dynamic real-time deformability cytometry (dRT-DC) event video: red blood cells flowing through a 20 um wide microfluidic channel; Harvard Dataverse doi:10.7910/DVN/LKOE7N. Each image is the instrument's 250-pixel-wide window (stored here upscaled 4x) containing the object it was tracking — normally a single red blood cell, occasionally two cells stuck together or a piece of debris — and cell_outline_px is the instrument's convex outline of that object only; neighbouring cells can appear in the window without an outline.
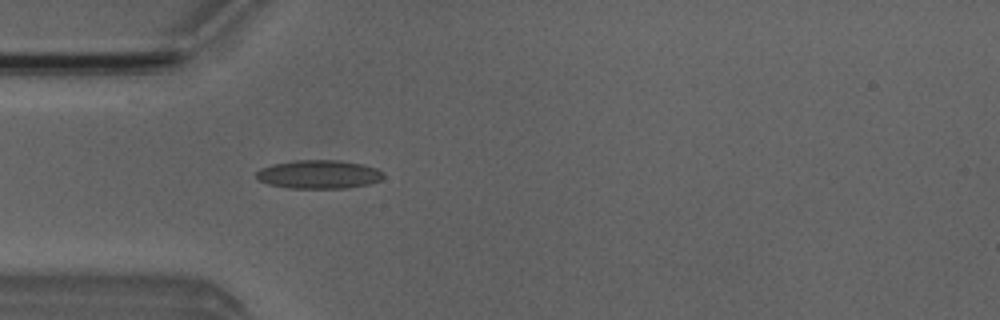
{"species": "Egyptian fruit bat (a non-hibernating species)", "species_latin": "Rousettus aegyptiacus", "temperature_condition": "room temperature", "stored_images_in_passage": 4, "camera_frame_rate_fps": 3000, "um_per_image_px": 0.085, "animal": {"sex": "male"}, "frame": {"image": 1, "passage_image": 4, "time_ms": 3.667, "image_size_px": [1000, 320], "cell_outline_px": [[384, 176], [380, 180], [368, 184], [348, 188], [288, 188], [268, 184], [256, 180], [256, 172], [260, 168], [272, 164], [296, 160], [340, 160], [364, 164], [376, 168], [384, 172]], "centroid_in_image_um": [27.09, 14.82], "position_along_channel_um": 57.9, "area_um2": 21.39}}